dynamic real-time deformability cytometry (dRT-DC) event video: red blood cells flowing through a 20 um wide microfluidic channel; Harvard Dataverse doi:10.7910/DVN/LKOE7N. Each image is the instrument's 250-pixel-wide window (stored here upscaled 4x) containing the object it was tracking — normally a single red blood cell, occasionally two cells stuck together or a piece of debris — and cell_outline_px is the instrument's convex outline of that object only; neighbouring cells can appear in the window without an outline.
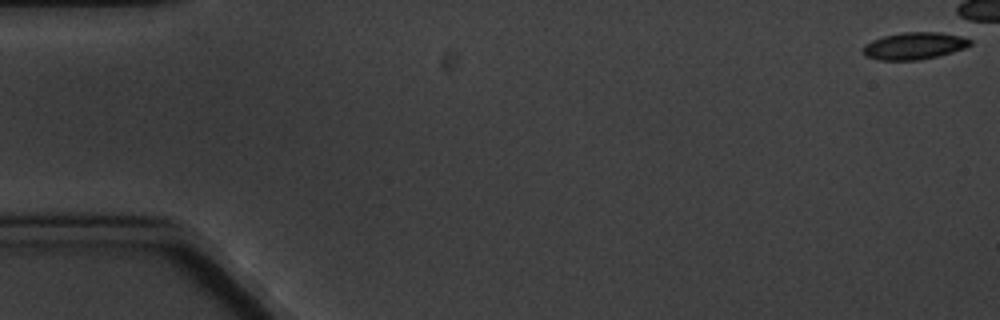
{"species": "common noctule bat (a hibernating species)", "species_latin": "Nyctalus noctula", "temperature_condition": "cold", "stored_images_in_passage": 11, "camera_frame_rate_fps": 3000, "um_per_image_px": 0.085, "animal": {"sex": "male", "body_mass_g": 20.1, "forearm_length_mm": 53.5}, "frame": {"image": 1, "passage_image": 1, "time_ms": 0.0, "image_size_px": [1000, 320], "cell_outline_px": [[972, 44], [964, 48], [952, 52], [920, 60], [880, 60], [864, 56], [864, 44], [872, 40], [884, 36], [904, 32], [940, 32], [960, 36], [972, 40]], "centroid_in_image_um": [77.71, 3.9], "position_along_channel_um": 7.3, "area_um2": 16.82}}